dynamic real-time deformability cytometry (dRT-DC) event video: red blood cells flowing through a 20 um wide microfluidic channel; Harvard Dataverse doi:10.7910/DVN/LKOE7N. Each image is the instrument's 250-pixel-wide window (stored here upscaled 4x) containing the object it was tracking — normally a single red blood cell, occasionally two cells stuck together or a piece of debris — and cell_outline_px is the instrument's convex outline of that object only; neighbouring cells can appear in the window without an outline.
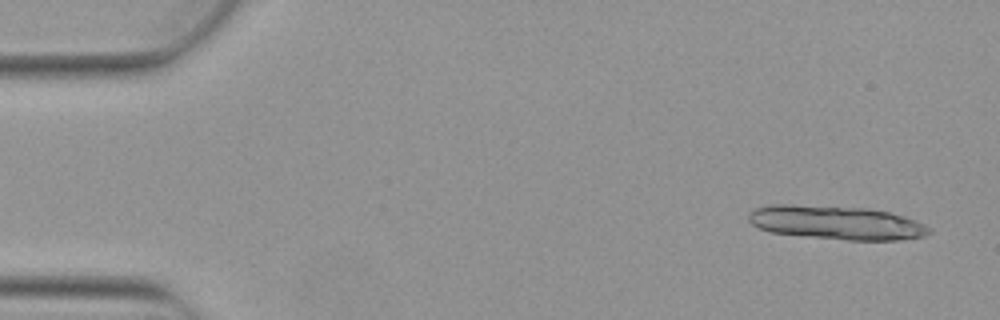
{"species": "Egyptian fruit bat (a non-hibernating species)", "species_latin": "Rousettus aegyptiacus", "temperature_condition": "warm", "stored_images_in_passage": 4, "camera_frame_rate_fps": 3000, "um_per_image_px": 0.085, "animal": {"sex": "female"}, "frame": {"image": 1, "passage_image": 1, "time_ms": 0.0, "image_size_px": [1000, 320], "cell_outline_px": [[932, 232], [924, 236], [896, 240], [848, 240], [804, 236], [772, 232], [760, 228], [752, 224], [748, 220], [748, 212], [756, 208], [768, 204], [792, 204], [868, 208], [888, 212], [904, 216], [916, 220], [932, 228]], "centroid_in_image_um": [71.09, 18.91], "position_along_channel_um": 13.9, "area_um2": 35.72}}